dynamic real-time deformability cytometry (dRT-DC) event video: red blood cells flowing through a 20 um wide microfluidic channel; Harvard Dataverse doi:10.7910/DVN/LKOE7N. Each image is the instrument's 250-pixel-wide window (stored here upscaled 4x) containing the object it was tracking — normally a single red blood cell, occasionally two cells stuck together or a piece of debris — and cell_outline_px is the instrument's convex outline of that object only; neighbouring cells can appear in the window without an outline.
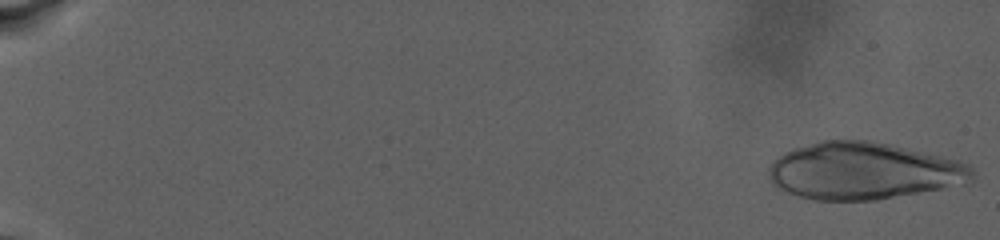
{"species": "human", "species_latin": "Homo sapiens", "temperature_condition": "warm", "stored_images_in_passage": 34, "camera_frame_rate_fps": 3000, "um_per_image_px": 0.085, "donor": {"sex": "male"}, "frame": {"image": 1, "passage_image": 1, "time_ms": 0.0, "image_size_px": [1000, 240], "cell_outline_px": [[976, 176], [972, 184], [876, 200], [812, 200], [776, 188], [768, 180], [768, 168], [784, 152], [792, 148], [820, 140], [872, 140], [892, 144], [960, 160], [968, 164], [972, 168]], "centroid_in_image_um": [73.46, 14.53], "position_along_channel_um": 11.5, "area_um2": 68.72}}
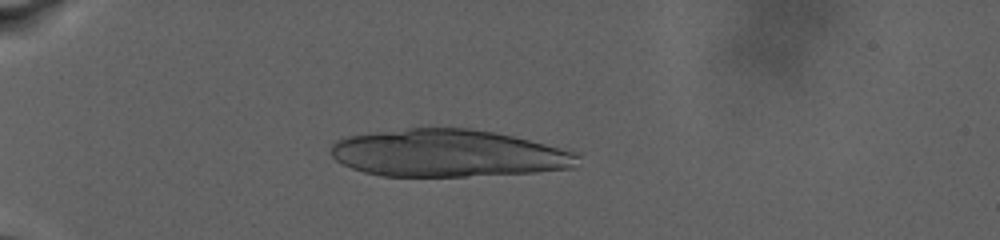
{"frame": {"image": 2, "passage_image": 25, "time_ms": 8.0, "image_size_px": [1000, 240], "cell_outline_px": [[584, 152], [576, 168], [536, 172], [464, 176], [380, 176], [364, 172], [352, 168], [336, 160], [328, 152], [332, 144], [336, 140], [344, 136], [420, 124], [468, 128], [496, 132], [572, 148]], "centroid_in_image_um": [38.17, 12.98], "position_along_channel_um": 46.8, "area_um2": 70.92}}